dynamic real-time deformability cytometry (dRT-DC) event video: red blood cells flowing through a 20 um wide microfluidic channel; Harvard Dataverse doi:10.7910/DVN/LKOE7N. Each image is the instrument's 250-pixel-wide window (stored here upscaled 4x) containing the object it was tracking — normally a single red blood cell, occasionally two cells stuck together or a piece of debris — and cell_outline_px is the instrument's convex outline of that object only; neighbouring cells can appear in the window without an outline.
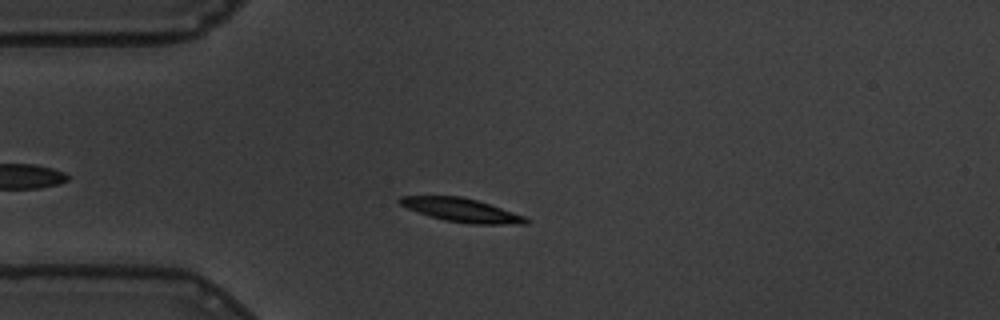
{"species": "common noctule bat (a hibernating species)", "species_latin": "Nyctalus noctula", "temperature_condition": "warm", "stored_images_in_passage": 41, "camera_frame_rate_fps": 3000, "um_per_image_px": 0.085, "animal": {"sex": "male", "body_mass_g": 19.5, "forearm_length_mm": 54.6}, "frame": {"image": 1, "passage_image": 10, "time_ms": 3.0, "image_size_px": [1000, 320], "cell_outline_px": [[528, 224], [472, 224], [444, 220], [408, 208], [400, 204], [396, 200], [400, 196], [460, 196], [476, 200], [524, 216], [528, 220]], "centroid_in_image_um": [39.21, 17.86], "position_along_channel_um": 45.8, "area_um2": 16.94}}
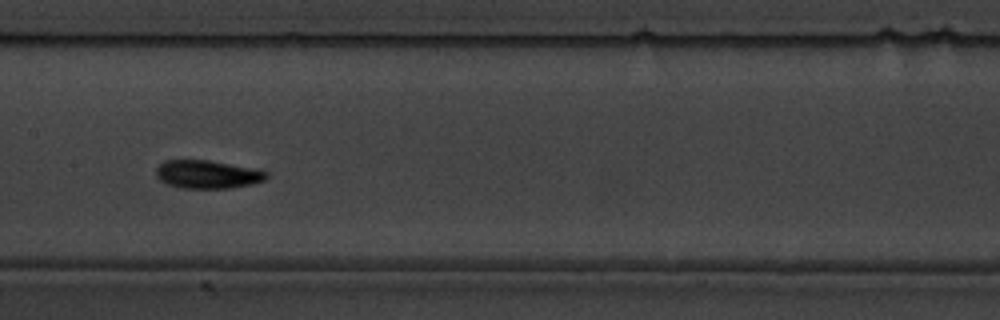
{"frame": {"image": 2, "passage_image": 24, "time_ms": 7.667, "image_size_px": [1000, 320], "cell_outline_px": [[268, 176], [264, 180], [252, 184], [232, 188], [180, 188], [168, 184], [160, 180], [156, 176], [156, 168], [164, 160], [208, 160], [268, 172]], "centroid_in_image_um": [17.59, 14.83], "position_along_channel_um": 189.8, "area_um2": 17.92}}
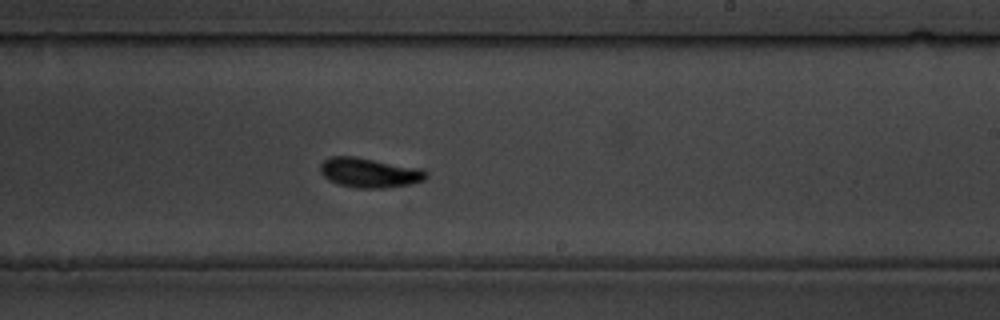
{"frame": {"image": 3, "passage_image": 30, "time_ms": 9.667, "image_size_px": [1000, 320], "cell_outline_px": [[428, 176], [424, 180], [408, 184], [384, 188], [356, 188], [340, 184], [328, 180], [320, 172], [320, 164], [328, 156], [356, 156], [424, 168], [428, 172]], "centroid_in_image_um": [31.42, 14.66], "position_along_channel_um": 257.6, "area_um2": 18.61}, "authors_computed_cell_mechanics": {"area_um2": 17.5712, "velocity_mm_per_s": 3.4117, "shape_relaxation_time_tau1_ms": 3.1323, "shape_relaxation_time_tau2_ms": 1.9723, "deformation_change_tau1": 0.1392, "deformation_change_tau2": 0.0588}}